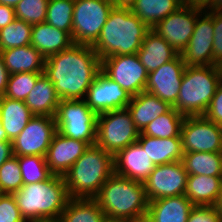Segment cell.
<instances>
[{
  "label": "cell",
  "instance_id": "45",
  "mask_svg": "<svg viewBox=\"0 0 222 222\" xmlns=\"http://www.w3.org/2000/svg\"><path fill=\"white\" fill-rule=\"evenodd\" d=\"M13 155L12 141H0V166Z\"/></svg>",
  "mask_w": 222,
  "mask_h": 222
},
{
  "label": "cell",
  "instance_id": "17",
  "mask_svg": "<svg viewBox=\"0 0 222 222\" xmlns=\"http://www.w3.org/2000/svg\"><path fill=\"white\" fill-rule=\"evenodd\" d=\"M185 67L186 65L179 54L172 61L148 73L145 91L173 107L177 101Z\"/></svg>",
  "mask_w": 222,
  "mask_h": 222
},
{
  "label": "cell",
  "instance_id": "22",
  "mask_svg": "<svg viewBox=\"0 0 222 222\" xmlns=\"http://www.w3.org/2000/svg\"><path fill=\"white\" fill-rule=\"evenodd\" d=\"M137 143L147 153L155 166L182 161L181 137L156 138L139 133Z\"/></svg>",
  "mask_w": 222,
  "mask_h": 222
},
{
  "label": "cell",
  "instance_id": "27",
  "mask_svg": "<svg viewBox=\"0 0 222 222\" xmlns=\"http://www.w3.org/2000/svg\"><path fill=\"white\" fill-rule=\"evenodd\" d=\"M9 74L44 72L45 58L32 45L0 51Z\"/></svg>",
  "mask_w": 222,
  "mask_h": 222
},
{
  "label": "cell",
  "instance_id": "50",
  "mask_svg": "<svg viewBox=\"0 0 222 222\" xmlns=\"http://www.w3.org/2000/svg\"><path fill=\"white\" fill-rule=\"evenodd\" d=\"M215 206L218 210V213L220 214V218H221V222H222V191H221V194H220L219 199H218Z\"/></svg>",
  "mask_w": 222,
  "mask_h": 222
},
{
  "label": "cell",
  "instance_id": "24",
  "mask_svg": "<svg viewBox=\"0 0 222 222\" xmlns=\"http://www.w3.org/2000/svg\"><path fill=\"white\" fill-rule=\"evenodd\" d=\"M60 100L53 83L43 73L37 79L24 103L33 115L55 117Z\"/></svg>",
  "mask_w": 222,
  "mask_h": 222
},
{
  "label": "cell",
  "instance_id": "43",
  "mask_svg": "<svg viewBox=\"0 0 222 222\" xmlns=\"http://www.w3.org/2000/svg\"><path fill=\"white\" fill-rule=\"evenodd\" d=\"M15 19L14 7L0 4V29L6 27Z\"/></svg>",
  "mask_w": 222,
  "mask_h": 222
},
{
  "label": "cell",
  "instance_id": "32",
  "mask_svg": "<svg viewBox=\"0 0 222 222\" xmlns=\"http://www.w3.org/2000/svg\"><path fill=\"white\" fill-rule=\"evenodd\" d=\"M184 116L173 107L165 114L150 122L140 133L156 138L181 137Z\"/></svg>",
  "mask_w": 222,
  "mask_h": 222
},
{
  "label": "cell",
  "instance_id": "8",
  "mask_svg": "<svg viewBox=\"0 0 222 222\" xmlns=\"http://www.w3.org/2000/svg\"><path fill=\"white\" fill-rule=\"evenodd\" d=\"M57 131L63 136L96 144L97 114L84 99L60 100L55 114Z\"/></svg>",
  "mask_w": 222,
  "mask_h": 222
},
{
  "label": "cell",
  "instance_id": "34",
  "mask_svg": "<svg viewBox=\"0 0 222 222\" xmlns=\"http://www.w3.org/2000/svg\"><path fill=\"white\" fill-rule=\"evenodd\" d=\"M33 25L15 19L0 29V51L14 47L31 45Z\"/></svg>",
  "mask_w": 222,
  "mask_h": 222
},
{
  "label": "cell",
  "instance_id": "3",
  "mask_svg": "<svg viewBox=\"0 0 222 222\" xmlns=\"http://www.w3.org/2000/svg\"><path fill=\"white\" fill-rule=\"evenodd\" d=\"M93 199L109 221H133L147 215L149 201L144 183L114 173Z\"/></svg>",
  "mask_w": 222,
  "mask_h": 222
},
{
  "label": "cell",
  "instance_id": "26",
  "mask_svg": "<svg viewBox=\"0 0 222 222\" xmlns=\"http://www.w3.org/2000/svg\"><path fill=\"white\" fill-rule=\"evenodd\" d=\"M222 191V177L188 175L185 196L194 206H215Z\"/></svg>",
  "mask_w": 222,
  "mask_h": 222
},
{
  "label": "cell",
  "instance_id": "12",
  "mask_svg": "<svg viewBox=\"0 0 222 222\" xmlns=\"http://www.w3.org/2000/svg\"><path fill=\"white\" fill-rule=\"evenodd\" d=\"M56 132L57 125L54 117L34 115L12 141L14 156L45 157Z\"/></svg>",
  "mask_w": 222,
  "mask_h": 222
},
{
  "label": "cell",
  "instance_id": "35",
  "mask_svg": "<svg viewBox=\"0 0 222 222\" xmlns=\"http://www.w3.org/2000/svg\"><path fill=\"white\" fill-rule=\"evenodd\" d=\"M18 162L23 185L41 182L53 175L49 170L45 157L39 155L19 156Z\"/></svg>",
  "mask_w": 222,
  "mask_h": 222
},
{
  "label": "cell",
  "instance_id": "18",
  "mask_svg": "<svg viewBox=\"0 0 222 222\" xmlns=\"http://www.w3.org/2000/svg\"><path fill=\"white\" fill-rule=\"evenodd\" d=\"M89 146L84 141L65 137L57 131L45 155L50 172L63 176Z\"/></svg>",
  "mask_w": 222,
  "mask_h": 222
},
{
  "label": "cell",
  "instance_id": "53",
  "mask_svg": "<svg viewBox=\"0 0 222 222\" xmlns=\"http://www.w3.org/2000/svg\"><path fill=\"white\" fill-rule=\"evenodd\" d=\"M41 222H61V221L59 219H56V220H44Z\"/></svg>",
  "mask_w": 222,
  "mask_h": 222
},
{
  "label": "cell",
  "instance_id": "51",
  "mask_svg": "<svg viewBox=\"0 0 222 222\" xmlns=\"http://www.w3.org/2000/svg\"><path fill=\"white\" fill-rule=\"evenodd\" d=\"M0 141H9L8 139H7V133H6V131L3 129V127H2V122H1V120H0Z\"/></svg>",
  "mask_w": 222,
  "mask_h": 222
},
{
  "label": "cell",
  "instance_id": "31",
  "mask_svg": "<svg viewBox=\"0 0 222 222\" xmlns=\"http://www.w3.org/2000/svg\"><path fill=\"white\" fill-rule=\"evenodd\" d=\"M182 162L188 175L222 177V153H185Z\"/></svg>",
  "mask_w": 222,
  "mask_h": 222
},
{
  "label": "cell",
  "instance_id": "39",
  "mask_svg": "<svg viewBox=\"0 0 222 222\" xmlns=\"http://www.w3.org/2000/svg\"><path fill=\"white\" fill-rule=\"evenodd\" d=\"M0 222H26L13 194L0 195Z\"/></svg>",
  "mask_w": 222,
  "mask_h": 222
},
{
  "label": "cell",
  "instance_id": "13",
  "mask_svg": "<svg viewBox=\"0 0 222 222\" xmlns=\"http://www.w3.org/2000/svg\"><path fill=\"white\" fill-rule=\"evenodd\" d=\"M187 178L182 161L156 165L144 182L148 201L185 194Z\"/></svg>",
  "mask_w": 222,
  "mask_h": 222
},
{
  "label": "cell",
  "instance_id": "4",
  "mask_svg": "<svg viewBox=\"0 0 222 222\" xmlns=\"http://www.w3.org/2000/svg\"><path fill=\"white\" fill-rule=\"evenodd\" d=\"M17 206L26 222L60 219L69 200L63 176L23 185L13 193Z\"/></svg>",
  "mask_w": 222,
  "mask_h": 222
},
{
  "label": "cell",
  "instance_id": "30",
  "mask_svg": "<svg viewBox=\"0 0 222 222\" xmlns=\"http://www.w3.org/2000/svg\"><path fill=\"white\" fill-rule=\"evenodd\" d=\"M61 222H107L104 211L94 199L69 198Z\"/></svg>",
  "mask_w": 222,
  "mask_h": 222
},
{
  "label": "cell",
  "instance_id": "46",
  "mask_svg": "<svg viewBox=\"0 0 222 222\" xmlns=\"http://www.w3.org/2000/svg\"><path fill=\"white\" fill-rule=\"evenodd\" d=\"M213 0H185L183 4L206 11L212 4Z\"/></svg>",
  "mask_w": 222,
  "mask_h": 222
},
{
  "label": "cell",
  "instance_id": "9",
  "mask_svg": "<svg viewBox=\"0 0 222 222\" xmlns=\"http://www.w3.org/2000/svg\"><path fill=\"white\" fill-rule=\"evenodd\" d=\"M114 4L111 0H75L72 41L93 45L100 36Z\"/></svg>",
  "mask_w": 222,
  "mask_h": 222
},
{
  "label": "cell",
  "instance_id": "52",
  "mask_svg": "<svg viewBox=\"0 0 222 222\" xmlns=\"http://www.w3.org/2000/svg\"><path fill=\"white\" fill-rule=\"evenodd\" d=\"M132 222H150V221L145 217V218L133 220Z\"/></svg>",
  "mask_w": 222,
  "mask_h": 222
},
{
  "label": "cell",
  "instance_id": "14",
  "mask_svg": "<svg viewBox=\"0 0 222 222\" xmlns=\"http://www.w3.org/2000/svg\"><path fill=\"white\" fill-rule=\"evenodd\" d=\"M203 10L183 4L161 20L153 30L165 39L179 54L188 45L194 32L197 17Z\"/></svg>",
  "mask_w": 222,
  "mask_h": 222
},
{
  "label": "cell",
  "instance_id": "41",
  "mask_svg": "<svg viewBox=\"0 0 222 222\" xmlns=\"http://www.w3.org/2000/svg\"><path fill=\"white\" fill-rule=\"evenodd\" d=\"M187 222H221L216 206H193Z\"/></svg>",
  "mask_w": 222,
  "mask_h": 222
},
{
  "label": "cell",
  "instance_id": "36",
  "mask_svg": "<svg viewBox=\"0 0 222 222\" xmlns=\"http://www.w3.org/2000/svg\"><path fill=\"white\" fill-rule=\"evenodd\" d=\"M43 73L44 72H20L10 74L4 96L13 100L25 101L27 95L34 88L37 79Z\"/></svg>",
  "mask_w": 222,
  "mask_h": 222
},
{
  "label": "cell",
  "instance_id": "6",
  "mask_svg": "<svg viewBox=\"0 0 222 222\" xmlns=\"http://www.w3.org/2000/svg\"><path fill=\"white\" fill-rule=\"evenodd\" d=\"M221 80L220 66H186L173 108L184 117L203 116Z\"/></svg>",
  "mask_w": 222,
  "mask_h": 222
},
{
  "label": "cell",
  "instance_id": "48",
  "mask_svg": "<svg viewBox=\"0 0 222 222\" xmlns=\"http://www.w3.org/2000/svg\"><path fill=\"white\" fill-rule=\"evenodd\" d=\"M206 11H222V0H213L211 6Z\"/></svg>",
  "mask_w": 222,
  "mask_h": 222
},
{
  "label": "cell",
  "instance_id": "28",
  "mask_svg": "<svg viewBox=\"0 0 222 222\" xmlns=\"http://www.w3.org/2000/svg\"><path fill=\"white\" fill-rule=\"evenodd\" d=\"M33 116L24 101L0 97V120L9 141L21 133Z\"/></svg>",
  "mask_w": 222,
  "mask_h": 222
},
{
  "label": "cell",
  "instance_id": "19",
  "mask_svg": "<svg viewBox=\"0 0 222 222\" xmlns=\"http://www.w3.org/2000/svg\"><path fill=\"white\" fill-rule=\"evenodd\" d=\"M114 174L144 183L155 165L137 143L128 145L113 156Z\"/></svg>",
  "mask_w": 222,
  "mask_h": 222
},
{
  "label": "cell",
  "instance_id": "33",
  "mask_svg": "<svg viewBox=\"0 0 222 222\" xmlns=\"http://www.w3.org/2000/svg\"><path fill=\"white\" fill-rule=\"evenodd\" d=\"M75 0H49L45 22L72 37Z\"/></svg>",
  "mask_w": 222,
  "mask_h": 222
},
{
  "label": "cell",
  "instance_id": "1",
  "mask_svg": "<svg viewBox=\"0 0 222 222\" xmlns=\"http://www.w3.org/2000/svg\"><path fill=\"white\" fill-rule=\"evenodd\" d=\"M101 71V59L92 45L73 43L68 49L45 58L44 74L61 100L84 99Z\"/></svg>",
  "mask_w": 222,
  "mask_h": 222
},
{
  "label": "cell",
  "instance_id": "5",
  "mask_svg": "<svg viewBox=\"0 0 222 222\" xmlns=\"http://www.w3.org/2000/svg\"><path fill=\"white\" fill-rule=\"evenodd\" d=\"M113 156L92 145L63 175L69 198L93 199L114 173Z\"/></svg>",
  "mask_w": 222,
  "mask_h": 222
},
{
  "label": "cell",
  "instance_id": "38",
  "mask_svg": "<svg viewBox=\"0 0 222 222\" xmlns=\"http://www.w3.org/2000/svg\"><path fill=\"white\" fill-rule=\"evenodd\" d=\"M49 0H21L15 7V18L35 25L44 23Z\"/></svg>",
  "mask_w": 222,
  "mask_h": 222
},
{
  "label": "cell",
  "instance_id": "16",
  "mask_svg": "<svg viewBox=\"0 0 222 222\" xmlns=\"http://www.w3.org/2000/svg\"><path fill=\"white\" fill-rule=\"evenodd\" d=\"M131 98L132 96L125 89L100 71L87 90L84 100L88 107L98 115L125 109Z\"/></svg>",
  "mask_w": 222,
  "mask_h": 222
},
{
  "label": "cell",
  "instance_id": "25",
  "mask_svg": "<svg viewBox=\"0 0 222 222\" xmlns=\"http://www.w3.org/2000/svg\"><path fill=\"white\" fill-rule=\"evenodd\" d=\"M73 44L72 37L65 31L44 23L32 27L31 45L44 58L68 49Z\"/></svg>",
  "mask_w": 222,
  "mask_h": 222
},
{
  "label": "cell",
  "instance_id": "23",
  "mask_svg": "<svg viewBox=\"0 0 222 222\" xmlns=\"http://www.w3.org/2000/svg\"><path fill=\"white\" fill-rule=\"evenodd\" d=\"M126 108L135 127L141 132L150 122L167 113L172 107L157 96L144 91L132 96Z\"/></svg>",
  "mask_w": 222,
  "mask_h": 222
},
{
  "label": "cell",
  "instance_id": "11",
  "mask_svg": "<svg viewBox=\"0 0 222 222\" xmlns=\"http://www.w3.org/2000/svg\"><path fill=\"white\" fill-rule=\"evenodd\" d=\"M101 71L131 96L145 91L148 73L137 53L104 58L101 60Z\"/></svg>",
  "mask_w": 222,
  "mask_h": 222
},
{
  "label": "cell",
  "instance_id": "44",
  "mask_svg": "<svg viewBox=\"0 0 222 222\" xmlns=\"http://www.w3.org/2000/svg\"><path fill=\"white\" fill-rule=\"evenodd\" d=\"M9 75L10 74L8 70L6 69L3 57L0 54V97L5 95Z\"/></svg>",
  "mask_w": 222,
  "mask_h": 222
},
{
  "label": "cell",
  "instance_id": "47",
  "mask_svg": "<svg viewBox=\"0 0 222 222\" xmlns=\"http://www.w3.org/2000/svg\"><path fill=\"white\" fill-rule=\"evenodd\" d=\"M137 0H111L114 7L131 9Z\"/></svg>",
  "mask_w": 222,
  "mask_h": 222
},
{
  "label": "cell",
  "instance_id": "40",
  "mask_svg": "<svg viewBox=\"0 0 222 222\" xmlns=\"http://www.w3.org/2000/svg\"><path fill=\"white\" fill-rule=\"evenodd\" d=\"M213 65L222 67V11H213Z\"/></svg>",
  "mask_w": 222,
  "mask_h": 222
},
{
  "label": "cell",
  "instance_id": "20",
  "mask_svg": "<svg viewBox=\"0 0 222 222\" xmlns=\"http://www.w3.org/2000/svg\"><path fill=\"white\" fill-rule=\"evenodd\" d=\"M193 203L184 195L149 201L146 218L150 222H187Z\"/></svg>",
  "mask_w": 222,
  "mask_h": 222
},
{
  "label": "cell",
  "instance_id": "2",
  "mask_svg": "<svg viewBox=\"0 0 222 222\" xmlns=\"http://www.w3.org/2000/svg\"><path fill=\"white\" fill-rule=\"evenodd\" d=\"M149 30L131 9L113 7L92 48L101 60L112 55L138 53Z\"/></svg>",
  "mask_w": 222,
  "mask_h": 222
},
{
  "label": "cell",
  "instance_id": "7",
  "mask_svg": "<svg viewBox=\"0 0 222 222\" xmlns=\"http://www.w3.org/2000/svg\"><path fill=\"white\" fill-rule=\"evenodd\" d=\"M139 133L127 108L97 115L96 145L112 156L137 142Z\"/></svg>",
  "mask_w": 222,
  "mask_h": 222
},
{
  "label": "cell",
  "instance_id": "37",
  "mask_svg": "<svg viewBox=\"0 0 222 222\" xmlns=\"http://www.w3.org/2000/svg\"><path fill=\"white\" fill-rule=\"evenodd\" d=\"M23 186L18 156H12L0 166V193L13 194Z\"/></svg>",
  "mask_w": 222,
  "mask_h": 222
},
{
  "label": "cell",
  "instance_id": "49",
  "mask_svg": "<svg viewBox=\"0 0 222 222\" xmlns=\"http://www.w3.org/2000/svg\"><path fill=\"white\" fill-rule=\"evenodd\" d=\"M21 0H0V4L15 7Z\"/></svg>",
  "mask_w": 222,
  "mask_h": 222
},
{
  "label": "cell",
  "instance_id": "42",
  "mask_svg": "<svg viewBox=\"0 0 222 222\" xmlns=\"http://www.w3.org/2000/svg\"><path fill=\"white\" fill-rule=\"evenodd\" d=\"M204 116L215 124L222 126V80Z\"/></svg>",
  "mask_w": 222,
  "mask_h": 222
},
{
  "label": "cell",
  "instance_id": "10",
  "mask_svg": "<svg viewBox=\"0 0 222 222\" xmlns=\"http://www.w3.org/2000/svg\"><path fill=\"white\" fill-rule=\"evenodd\" d=\"M183 154L222 153V126L203 116L184 117L181 126Z\"/></svg>",
  "mask_w": 222,
  "mask_h": 222
},
{
  "label": "cell",
  "instance_id": "29",
  "mask_svg": "<svg viewBox=\"0 0 222 222\" xmlns=\"http://www.w3.org/2000/svg\"><path fill=\"white\" fill-rule=\"evenodd\" d=\"M182 5L181 0H137L131 8V12L150 29H153L161 20Z\"/></svg>",
  "mask_w": 222,
  "mask_h": 222
},
{
  "label": "cell",
  "instance_id": "15",
  "mask_svg": "<svg viewBox=\"0 0 222 222\" xmlns=\"http://www.w3.org/2000/svg\"><path fill=\"white\" fill-rule=\"evenodd\" d=\"M213 11H203L198 17L188 45L180 53L186 66L213 65Z\"/></svg>",
  "mask_w": 222,
  "mask_h": 222
},
{
  "label": "cell",
  "instance_id": "54",
  "mask_svg": "<svg viewBox=\"0 0 222 222\" xmlns=\"http://www.w3.org/2000/svg\"><path fill=\"white\" fill-rule=\"evenodd\" d=\"M107 222H132V221H124V220H121V221H109V220H107Z\"/></svg>",
  "mask_w": 222,
  "mask_h": 222
},
{
  "label": "cell",
  "instance_id": "21",
  "mask_svg": "<svg viewBox=\"0 0 222 222\" xmlns=\"http://www.w3.org/2000/svg\"><path fill=\"white\" fill-rule=\"evenodd\" d=\"M178 55L179 53L153 29L147 32L137 53L147 73L155 71L163 64L175 59Z\"/></svg>",
  "mask_w": 222,
  "mask_h": 222
}]
</instances>
